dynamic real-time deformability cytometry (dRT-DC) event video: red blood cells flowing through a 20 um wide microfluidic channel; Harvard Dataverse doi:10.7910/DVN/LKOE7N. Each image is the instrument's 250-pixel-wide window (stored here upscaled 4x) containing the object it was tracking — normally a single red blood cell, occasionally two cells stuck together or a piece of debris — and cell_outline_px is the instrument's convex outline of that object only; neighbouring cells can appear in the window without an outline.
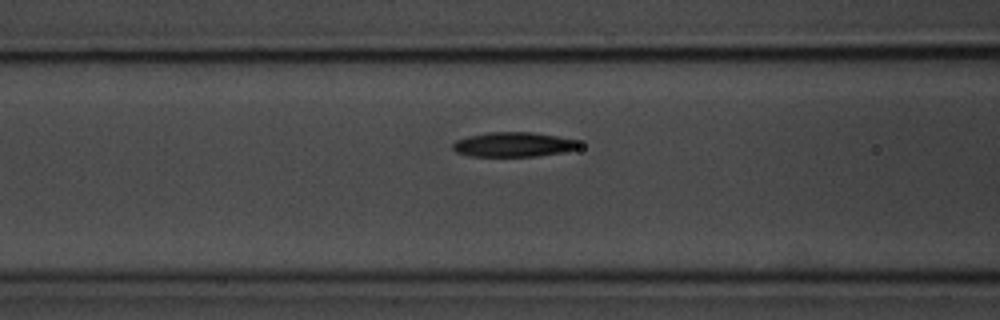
{"species": "common noctule bat (a hibernating species)", "species_latin": "Nyctalus noctula", "temperature_condition": "room temperature", "stored_images_in_passage": 40, "segment_of_instrument_passage": [1, 2], "camera_frame_rate_fps": 3000, "um_per_image_px": 0.085, "animal": {"sex": "male", "body_mass_g": 20.1, "forearm_length_mm": 53.5}, "frame": {"image": 1, "passage_image": 5, "time_ms": 1.333, "image_size_px": [1000, 320], "cell_outline_px": [[580, 148], [560, 152], [536, 156], [468, 156], [456, 152], [452, 148], [452, 144], [456, 140], [468, 136], [488, 132], [532, 132], [556, 136], [576, 140], [580, 144]], "centroid_in_image_um": [43.6, 12.28], "position_along_channel_um": 123.0, "area_um2": 18.03}}
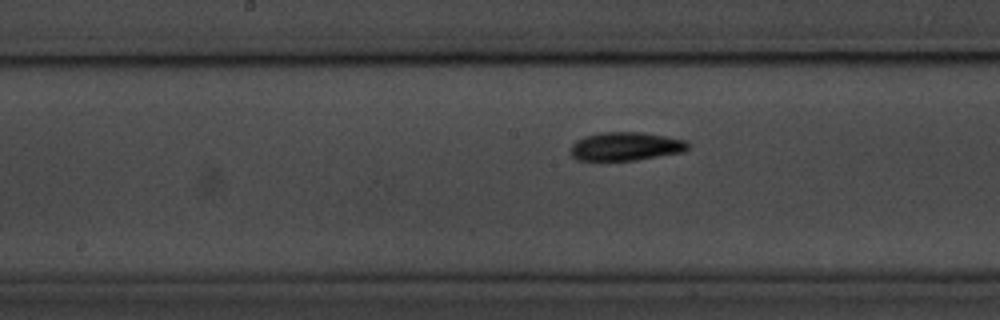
{"frame": {"image": 2, "passage_image": 11, "time_ms": 3.333, "image_size_px": [1000, 320], "cell_outline_px": [[688, 148], [684, 152], [636, 160], [576, 160], [572, 156], [572, 144], [576, 140], [584, 136], [600, 132], [640, 132], [664, 136], [684, 140], [688, 144]], "centroid_in_image_um": [53.17, 12.44], "position_along_channel_um": 195.0, "area_um2": 19.36}}
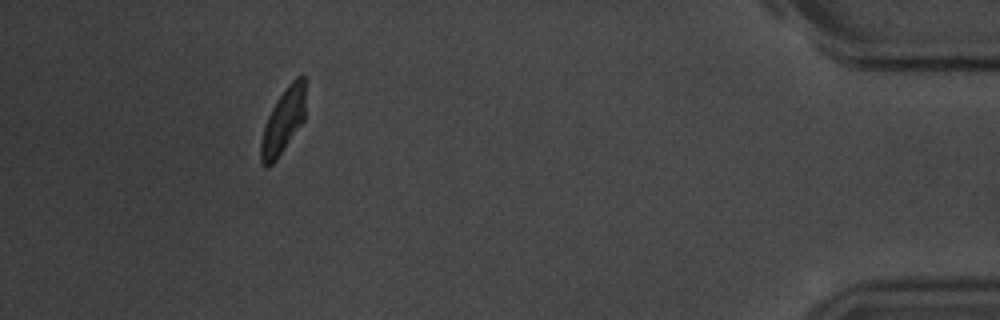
{"frame": {"image": 3, "passage_image": 34, "time_ms": 11.0, "image_size_px": [1000, 320], "cell_outline_px": [[304, 120], [276, 160], [268, 168], [264, 168], [260, 160], [260, 140], [268, 116], [272, 108], [288, 84], [296, 76], [304, 76]], "centroid_in_image_um": [24.04, 10.35], "position_along_channel_um": 411.2, "area_um2": 16.65}}